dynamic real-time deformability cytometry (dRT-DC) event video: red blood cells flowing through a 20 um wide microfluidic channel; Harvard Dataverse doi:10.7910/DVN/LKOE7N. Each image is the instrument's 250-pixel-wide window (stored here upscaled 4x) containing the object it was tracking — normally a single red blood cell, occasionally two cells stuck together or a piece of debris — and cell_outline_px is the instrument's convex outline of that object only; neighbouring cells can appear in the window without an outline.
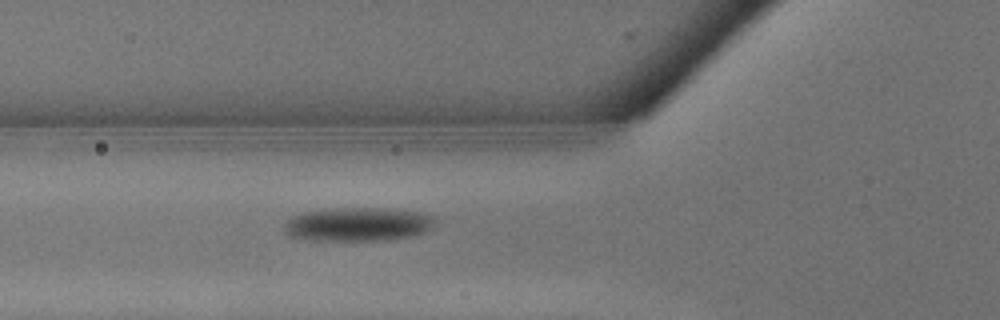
{"species": "common noctule bat (a hibernating species)", "species_latin": "Nyctalus noctula", "temperature_condition": "warm", "stored_images_in_passage": 3, "camera_frame_rate_fps": 3000, "um_per_image_px": 0.085, "animal": {"sex": "male", "body_mass_g": 13.3}, "frame": {"image": 1, "passage_image": 3, "time_ms": 0.667, "image_size_px": [1000, 320], "cell_outline_px": [[436, 220], [432, 228], [428, 232], [412, 236], [384, 240], [308, 240], [292, 236], [284, 232], [284, 224], [292, 216], [304, 212], [336, 208], [384, 208], [420, 212], [436, 216]], "centroid_in_image_um": [30.48, 19.06], "position_along_channel_um": 95.3, "area_um2": 29.82}}